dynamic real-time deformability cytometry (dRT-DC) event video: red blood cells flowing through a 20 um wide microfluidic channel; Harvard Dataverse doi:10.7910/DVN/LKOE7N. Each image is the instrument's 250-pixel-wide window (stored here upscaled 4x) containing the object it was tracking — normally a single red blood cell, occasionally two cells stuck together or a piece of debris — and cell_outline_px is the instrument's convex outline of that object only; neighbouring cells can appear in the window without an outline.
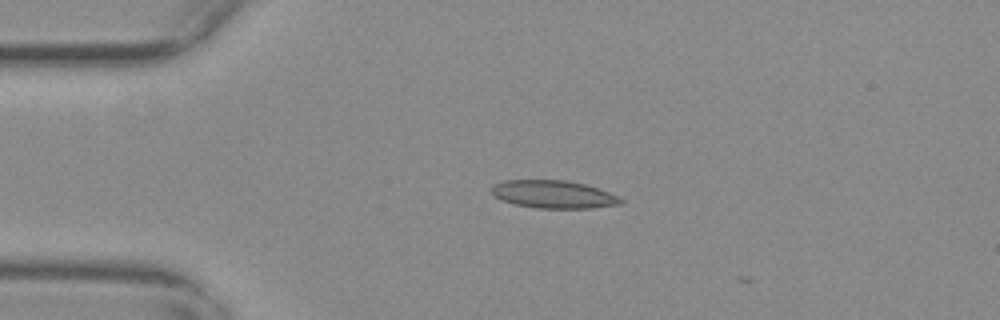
{"species": "common noctule bat (a hibernating species)", "species_latin": "Nyctalus noctula", "temperature_condition": "warm", "stored_images_in_passage": 2, "camera_frame_rate_fps": 3000, "um_per_image_px": 0.085, "animal": {"sex": "female", "body_mass_g": 29.2, "forearm_length_mm": 56.3}, "frame": {"image": 1, "passage_image": 1, "time_ms": 0.0, "image_size_px": [1000, 320], "cell_outline_px": [[624, 200], [620, 204], [592, 208], [536, 208], [512, 204], [500, 200], [492, 196], [492, 188], [496, 184], [504, 180], [564, 180], [584, 184], [620, 196]], "centroid_in_image_um": [47.02, 16.53], "position_along_channel_um": 38.0, "area_um2": 20.98}}